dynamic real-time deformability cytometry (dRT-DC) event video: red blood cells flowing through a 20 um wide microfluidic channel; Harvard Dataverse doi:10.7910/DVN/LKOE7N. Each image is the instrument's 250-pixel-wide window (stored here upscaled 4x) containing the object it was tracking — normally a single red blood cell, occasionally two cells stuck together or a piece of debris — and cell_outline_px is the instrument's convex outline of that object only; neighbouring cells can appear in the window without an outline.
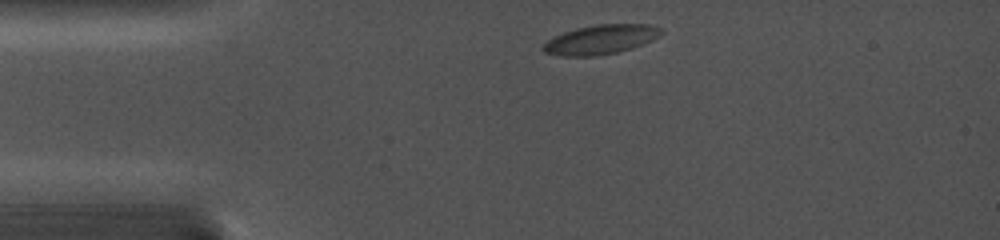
{"species": "common noctule bat (a hibernating species)", "species_latin": "Nyctalus noctula", "temperature_condition": "cold", "stored_images_in_passage": 29, "camera_frame_rate_fps": 5000, "um_per_image_px": 0.085, "animal": {"sex": "female", "body_mass_g": 19.0, "forearm_length_mm": 56.7}, "frame": {"image": 1, "passage_image": 1, "time_ms": 0.0, "image_size_px": [1000, 240], "cell_outline_px": [[664, 32], [660, 36], [652, 40], [632, 48], [616, 52], [596, 56], [560, 56], [544, 52], [540, 48], [548, 40], [564, 32], [576, 28], [596, 24], [648, 24], [664, 28]], "centroid_in_image_um": [51.09, 3.35], "position_along_channel_um": 33.9, "area_um2": 20.29}}
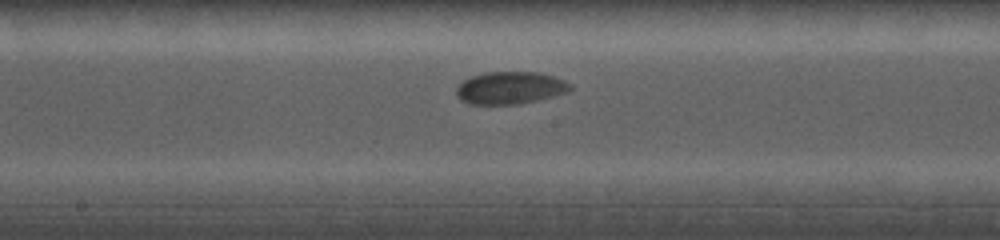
{"frame": {"image": 2, "passage_image": 15, "time_ms": 5.6, "image_size_px": [1000, 240], "cell_outline_px": [[572, 88], [568, 92], [520, 104], [468, 104], [460, 100], [456, 96], [456, 88], [464, 80], [472, 76], [484, 72], [540, 72], [564, 80], [572, 84]], "centroid_in_image_um": [43.35, 7.47], "position_along_channel_um": 204.8, "area_um2": 21.56}}
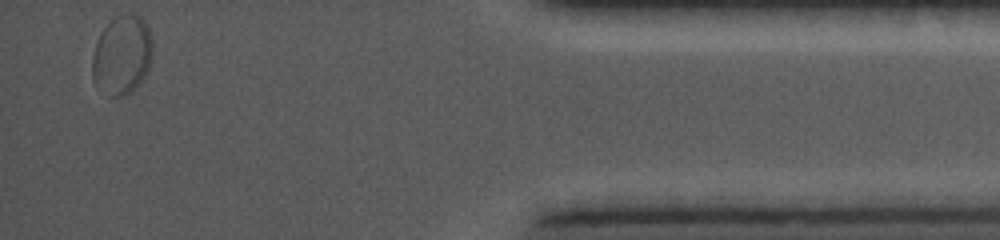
{"frame": {"image": 3, "passage_image": 29, "time_ms": 12.6, "image_size_px": [1000, 240], "cell_outline_px": [[152, 56], [148, 68], [144, 76], [124, 96], [112, 96], [96, 88], [92, 80], [92, 56], [96, 44], [104, 28], [116, 16], [128, 12], [140, 16], [144, 20], [148, 28], [152, 40]], "centroid_in_image_um": [10.35, 4.66], "position_along_channel_um": 424.8, "area_um2": 27.63}}